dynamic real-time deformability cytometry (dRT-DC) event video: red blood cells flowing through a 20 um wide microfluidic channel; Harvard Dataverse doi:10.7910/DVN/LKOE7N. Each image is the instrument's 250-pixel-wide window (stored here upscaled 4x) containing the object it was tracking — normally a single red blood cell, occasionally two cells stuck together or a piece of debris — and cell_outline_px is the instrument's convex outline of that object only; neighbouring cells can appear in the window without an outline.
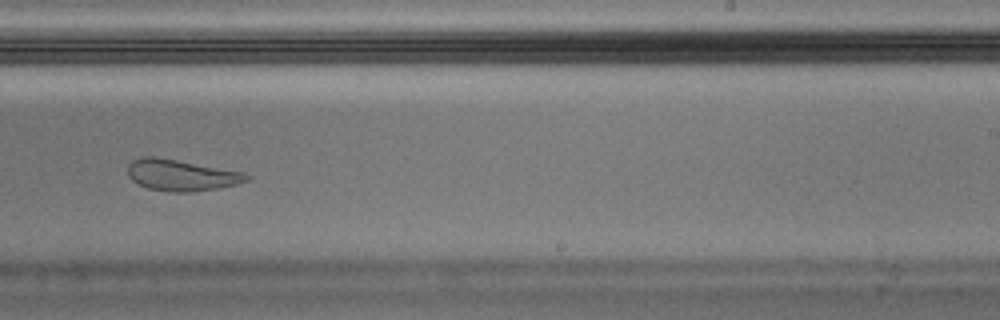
{"species": "Egyptian fruit bat (a non-hibernating species)", "species_latin": "Rousettus aegyptiacus", "temperature_condition": "warm", "stored_images_in_passage": 10, "camera_frame_rate_fps": 3000, "um_per_image_px": 0.085, "animal": {"sex": "male"}, "frame": {"image": 1, "passage_image": 9, "time_ms": 2.667, "image_size_px": [1000, 320], "cell_outline_px": [[252, 176], [248, 180], [236, 184], [220, 188], [192, 192], [168, 192], [148, 188], [132, 180], [128, 176], [128, 164], [132, 160], [140, 156], [156, 156], [244, 172]], "centroid_in_image_um": [15.4, 14.88], "position_along_channel_um": 273.6, "area_um2": 21.85}}